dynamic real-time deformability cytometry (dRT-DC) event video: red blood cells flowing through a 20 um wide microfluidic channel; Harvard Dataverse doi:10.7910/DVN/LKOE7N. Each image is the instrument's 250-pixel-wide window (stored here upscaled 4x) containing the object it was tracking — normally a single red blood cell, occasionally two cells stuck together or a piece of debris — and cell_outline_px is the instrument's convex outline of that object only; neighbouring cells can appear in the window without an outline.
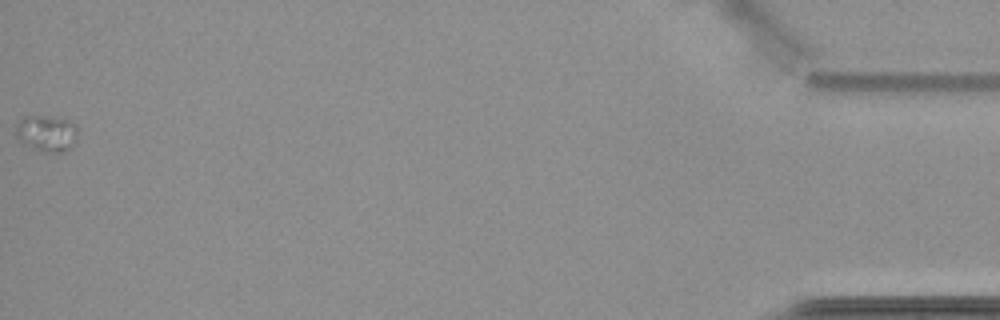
{"species": "common noctule bat (a hibernating species)", "species_latin": "Nyctalus noctula", "temperature_condition": "cold", "stored_images_in_passage": 52, "camera_frame_rate_fps": 3000, "um_per_image_px": 0.085, "animal": {"sex": "female", "body_mass_g": 22.7, "forearm_length_mm": 54.2}, "frame": {"image": 1, "passage_image": 52, "time_ms": 17.0, "image_size_px": [1000, 320], "cell_outline_px": [[76, 136], [72, 148], [64, 152], [44, 152], [20, 140], [16, 136], [16, 124], [24, 116], [60, 116], [76, 124]], "centroid_in_image_um": [4.0, 11.3], "position_along_channel_um": 431.2, "area_um2": 13.06}}